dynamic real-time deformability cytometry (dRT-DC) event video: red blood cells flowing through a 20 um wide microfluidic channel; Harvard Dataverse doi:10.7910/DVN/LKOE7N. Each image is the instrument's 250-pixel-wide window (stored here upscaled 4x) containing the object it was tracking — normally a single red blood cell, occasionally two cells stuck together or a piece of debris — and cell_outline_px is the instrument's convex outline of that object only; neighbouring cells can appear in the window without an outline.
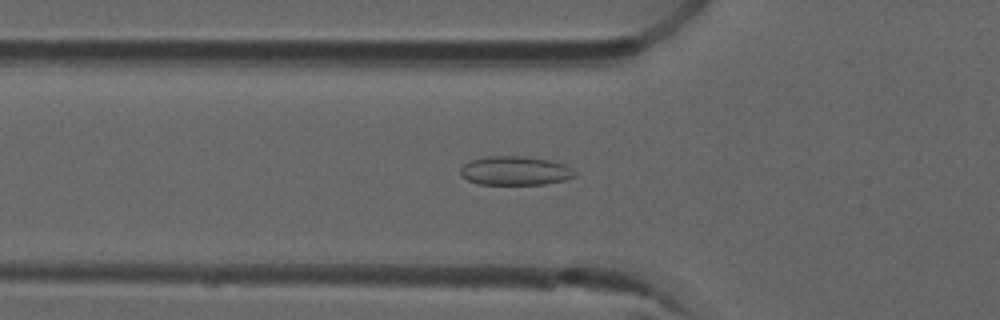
{"species": "common noctule bat (a hibernating species)", "species_latin": "Nyctalus noctula", "temperature_condition": "room temperature", "stored_images_in_passage": 36, "camera_frame_rate_fps": 3000, "um_per_image_px": 0.085, "animal": {"sex": "male", "forearm_length_mm": 52.5}, "frame": {"image": 1, "passage_image": 7, "time_ms": 2.0, "image_size_px": [1000, 320], "cell_outline_px": [[576, 172], [572, 176], [564, 180], [544, 184], [476, 184], [460, 176], [460, 168], [464, 164], [472, 160], [488, 156], [524, 156], [548, 160], [564, 164]], "centroid_in_image_um": [43.73, 14.51], "position_along_channel_um": 82.1, "area_um2": 19.13}}
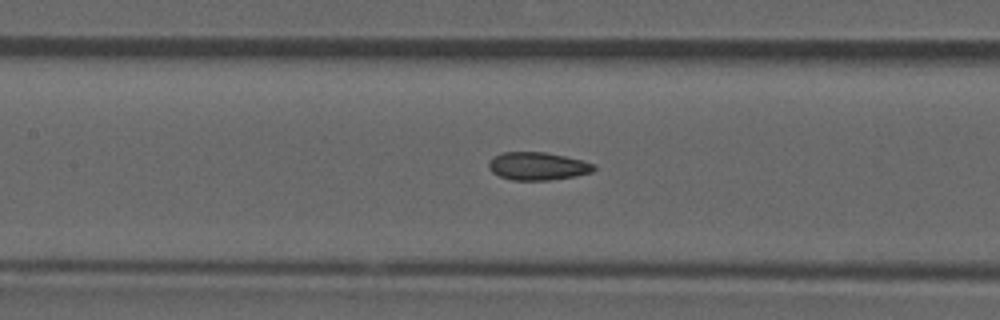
{"frame": {"image": 2, "passage_image": 13, "time_ms": 4.0, "image_size_px": [1000, 320], "cell_outline_px": [[596, 168], [592, 172], [572, 176], [548, 180], [512, 180], [500, 176], [492, 172], [488, 168], [488, 164], [492, 156], [504, 152], [544, 152], [584, 160], [596, 164]], "centroid_in_image_um": [45.69, 14.11], "position_along_channel_um": 161.7, "area_um2": 17.11}}
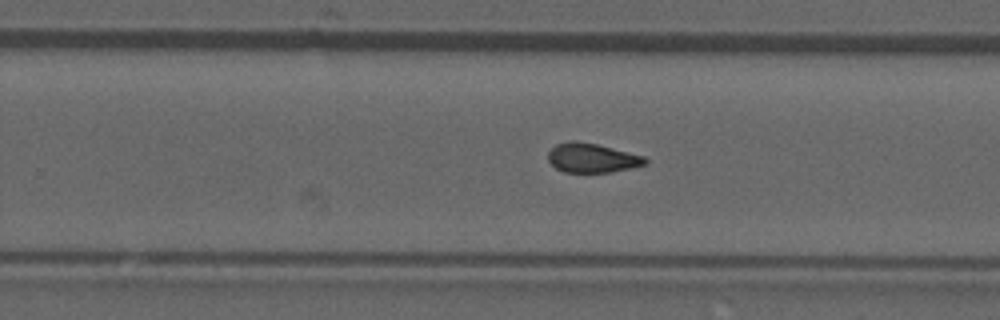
{"frame": {"image": 3, "passage_image": 22, "time_ms": 7.0, "image_size_px": [1000, 320], "cell_outline_px": [[648, 164], [632, 168], [608, 172], [564, 172], [556, 168], [548, 160], [548, 152], [556, 144], [568, 140], [576, 140], [596, 144], [644, 156], [648, 160]], "centroid_in_image_um": [50.32, 13.42], "position_along_channel_um": 279.5, "area_um2": 16.59}}